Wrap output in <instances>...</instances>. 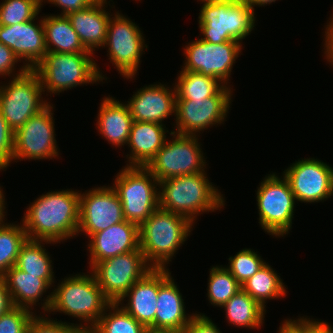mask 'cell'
I'll list each match as a JSON object with an SVG mask.
<instances>
[{"mask_svg":"<svg viewBox=\"0 0 333 333\" xmlns=\"http://www.w3.org/2000/svg\"><path fill=\"white\" fill-rule=\"evenodd\" d=\"M89 333H149V329L128 314L119 303H111Z\"/></svg>","mask_w":333,"mask_h":333,"instance_id":"1f68e13d","label":"cell"},{"mask_svg":"<svg viewBox=\"0 0 333 333\" xmlns=\"http://www.w3.org/2000/svg\"><path fill=\"white\" fill-rule=\"evenodd\" d=\"M80 192L66 189L40 195L21 220L27 238L55 244L77 236Z\"/></svg>","mask_w":333,"mask_h":333,"instance_id":"6da1fadb","label":"cell"},{"mask_svg":"<svg viewBox=\"0 0 333 333\" xmlns=\"http://www.w3.org/2000/svg\"><path fill=\"white\" fill-rule=\"evenodd\" d=\"M46 49L49 52H89L82 45L78 34L65 15L42 16Z\"/></svg>","mask_w":333,"mask_h":333,"instance_id":"4316f807","label":"cell"},{"mask_svg":"<svg viewBox=\"0 0 333 333\" xmlns=\"http://www.w3.org/2000/svg\"><path fill=\"white\" fill-rule=\"evenodd\" d=\"M278 333H300L287 319L279 326Z\"/></svg>","mask_w":333,"mask_h":333,"instance_id":"bcb514c9","label":"cell"},{"mask_svg":"<svg viewBox=\"0 0 333 333\" xmlns=\"http://www.w3.org/2000/svg\"><path fill=\"white\" fill-rule=\"evenodd\" d=\"M230 86L223 85L212 97L176 100V130L182 135H198L208 127L222 124L232 101Z\"/></svg>","mask_w":333,"mask_h":333,"instance_id":"4fadbf2b","label":"cell"},{"mask_svg":"<svg viewBox=\"0 0 333 333\" xmlns=\"http://www.w3.org/2000/svg\"><path fill=\"white\" fill-rule=\"evenodd\" d=\"M35 313L22 307H12L0 316V333H26Z\"/></svg>","mask_w":333,"mask_h":333,"instance_id":"8d00e7d4","label":"cell"},{"mask_svg":"<svg viewBox=\"0 0 333 333\" xmlns=\"http://www.w3.org/2000/svg\"><path fill=\"white\" fill-rule=\"evenodd\" d=\"M42 304L43 312H60L75 317L80 320V330L89 332L111 301L104 295L91 272L89 275L82 273L64 278L53 292L43 299Z\"/></svg>","mask_w":333,"mask_h":333,"instance_id":"7a4b0ae2","label":"cell"},{"mask_svg":"<svg viewBox=\"0 0 333 333\" xmlns=\"http://www.w3.org/2000/svg\"><path fill=\"white\" fill-rule=\"evenodd\" d=\"M193 227L194 224L183 215L158 207L139 226V246L147 263L152 268L167 269Z\"/></svg>","mask_w":333,"mask_h":333,"instance_id":"277c9868","label":"cell"},{"mask_svg":"<svg viewBox=\"0 0 333 333\" xmlns=\"http://www.w3.org/2000/svg\"><path fill=\"white\" fill-rule=\"evenodd\" d=\"M241 44L237 41L212 44L195 39L183 49L186 60L181 70L210 76L229 86L233 65L242 52Z\"/></svg>","mask_w":333,"mask_h":333,"instance_id":"9a60e30c","label":"cell"},{"mask_svg":"<svg viewBox=\"0 0 333 333\" xmlns=\"http://www.w3.org/2000/svg\"><path fill=\"white\" fill-rule=\"evenodd\" d=\"M267 175L256 192L259 224L269 235L283 237L292 228L296 199L284 176Z\"/></svg>","mask_w":333,"mask_h":333,"instance_id":"ba28073f","label":"cell"},{"mask_svg":"<svg viewBox=\"0 0 333 333\" xmlns=\"http://www.w3.org/2000/svg\"><path fill=\"white\" fill-rule=\"evenodd\" d=\"M19 61V58L14 54V52L0 42V76L15 77L23 74L28 69L25 65L20 67L19 71H17V74L14 73V70L16 69L15 65Z\"/></svg>","mask_w":333,"mask_h":333,"instance_id":"ab89813d","label":"cell"},{"mask_svg":"<svg viewBox=\"0 0 333 333\" xmlns=\"http://www.w3.org/2000/svg\"><path fill=\"white\" fill-rule=\"evenodd\" d=\"M201 3L198 16L201 40L212 44L241 43L255 27V10L244 0Z\"/></svg>","mask_w":333,"mask_h":333,"instance_id":"8992f818","label":"cell"},{"mask_svg":"<svg viewBox=\"0 0 333 333\" xmlns=\"http://www.w3.org/2000/svg\"><path fill=\"white\" fill-rule=\"evenodd\" d=\"M224 199L205 171L159 182V207L183 215L193 224L197 215L223 208Z\"/></svg>","mask_w":333,"mask_h":333,"instance_id":"3957f363","label":"cell"},{"mask_svg":"<svg viewBox=\"0 0 333 333\" xmlns=\"http://www.w3.org/2000/svg\"><path fill=\"white\" fill-rule=\"evenodd\" d=\"M91 52H49L34 67L41 80L43 91L59 94L76 86L103 82L106 79Z\"/></svg>","mask_w":333,"mask_h":333,"instance_id":"5b68a950","label":"cell"},{"mask_svg":"<svg viewBox=\"0 0 333 333\" xmlns=\"http://www.w3.org/2000/svg\"><path fill=\"white\" fill-rule=\"evenodd\" d=\"M329 20V23L325 27L324 54L326 55L325 59L330 62V65H333V14Z\"/></svg>","mask_w":333,"mask_h":333,"instance_id":"ee69618b","label":"cell"},{"mask_svg":"<svg viewBox=\"0 0 333 333\" xmlns=\"http://www.w3.org/2000/svg\"><path fill=\"white\" fill-rule=\"evenodd\" d=\"M5 196H4V192L3 190L1 189V186H0V224L4 222V218H5Z\"/></svg>","mask_w":333,"mask_h":333,"instance_id":"7dc6e473","label":"cell"},{"mask_svg":"<svg viewBox=\"0 0 333 333\" xmlns=\"http://www.w3.org/2000/svg\"><path fill=\"white\" fill-rule=\"evenodd\" d=\"M127 106L133 121L155 122L163 124V121L170 115H175L176 92L175 87H168L166 84H151L138 89L131 99H128Z\"/></svg>","mask_w":333,"mask_h":333,"instance_id":"ffe728a7","label":"cell"},{"mask_svg":"<svg viewBox=\"0 0 333 333\" xmlns=\"http://www.w3.org/2000/svg\"><path fill=\"white\" fill-rule=\"evenodd\" d=\"M278 273L267 263L241 286L254 300L266 308L270 299L286 296L287 290Z\"/></svg>","mask_w":333,"mask_h":333,"instance_id":"f546056e","label":"cell"},{"mask_svg":"<svg viewBox=\"0 0 333 333\" xmlns=\"http://www.w3.org/2000/svg\"><path fill=\"white\" fill-rule=\"evenodd\" d=\"M78 324L51 320L45 316L36 315L29 322L26 333H82Z\"/></svg>","mask_w":333,"mask_h":333,"instance_id":"74e56055","label":"cell"},{"mask_svg":"<svg viewBox=\"0 0 333 333\" xmlns=\"http://www.w3.org/2000/svg\"><path fill=\"white\" fill-rule=\"evenodd\" d=\"M27 239L23 224H0V278L16 265L19 250Z\"/></svg>","mask_w":333,"mask_h":333,"instance_id":"d6a6232c","label":"cell"},{"mask_svg":"<svg viewBox=\"0 0 333 333\" xmlns=\"http://www.w3.org/2000/svg\"><path fill=\"white\" fill-rule=\"evenodd\" d=\"M176 82V100L212 97L224 85L216 78L183 70L180 71Z\"/></svg>","mask_w":333,"mask_h":333,"instance_id":"4dcf8cb0","label":"cell"},{"mask_svg":"<svg viewBox=\"0 0 333 333\" xmlns=\"http://www.w3.org/2000/svg\"><path fill=\"white\" fill-rule=\"evenodd\" d=\"M283 176L299 202L318 203L333 196V168L317 158L299 159Z\"/></svg>","mask_w":333,"mask_h":333,"instance_id":"2e32d148","label":"cell"},{"mask_svg":"<svg viewBox=\"0 0 333 333\" xmlns=\"http://www.w3.org/2000/svg\"><path fill=\"white\" fill-rule=\"evenodd\" d=\"M44 242V243H43ZM54 244L50 241L30 240L21 246L16 267L32 275H41L50 285L55 283L52 260L44 248L45 244ZM43 244V245H42Z\"/></svg>","mask_w":333,"mask_h":333,"instance_id":"f1b7e54d","label":"cell"},{"mask_svg":"<svg viewBox=\"0 0 333 333\" xmlns=\"http://www.w3.org/2000/svg\"><path fill=\"white\" fill-rule=\"evenodd\" d=\"M114 14L110 17L103 47H108L110 63L120 75L132 79L136 76L141 55L148 45L138 25L119 12L115 11Z\"/></svg>","mask_w":333,"mask_h":333,"instance_id":"7c38bea8","label":"cell"},{"mask_svg":"<svg viewBox=\"0 0 333 333\" xmlns=\"http://www.w3.org/2000/svg\"><path fill=\"white\" fill-rule=\"evenodd\" d=\"M229 266L225 268L235 277L237 282L242 285L265 264L263 258L252 249H242L236 255L229 257Z\"/></svg>","mask_w":333,"mask_h":333,"instance_id":"d590c367","label":"cell"},{"mask_svg":"<svg viewBox=\"0 0 333 333\" xmlns=\"http://www.w3.org/2000/svg\"><path fill=\"white\" fill-rule=\"evenodd\" d=\"M300 333H333V327L328 322L310 319L305 316L298 319H287Z\"/></svg>","mask_w":333,"mask_h":333,"instance_id":"60d3db41","label":"cell"},{"mask_svg":"<svg viewBox=\"0 0 333 333\" xmlns=\"http://www.w3.org/2000/svg\"><path fill=\"white\" fill-rule=\"evenodd\" d=\"M149 333H165V332H149Z\"/></svg>","mask_w":333,"mask_h":333,"instance_id":"816d5d0a","label":"cell"},{"mask_svg":"<svg viewBox=\"0 0 333 333\" xmlns=\"http://www.w3.org/2000/svg\"><path fill=\"white\" fill-rule=\"evenodd\" d=\"M253 10L254 6H265L267 4H271L277 0H244Z\"/></svg>","mask_w":333,"mask_h":333,"instance_id":"c3c4849f","label":"cell"},{"mask_svg":"<svg viewBox=\"0 0 333 333\" xmlns=\"http://www.w3.org/2000/svg\"><path fill=\"white\" fill-rule=\"evenodd\" d=\"M196 314L186 313L184 299L170 270L158 269L155 332L182 333Z\"/></svg>","mask_w":333,"mask_h":333,"instance_id":"ac0fdd59","label":"cell"},{"mask_svg":"<svg viewBox=\"0 0 333 333\" xmlns=\"http://www.w3.org/2000/svg\"><path fill=\"white\" fill-rule=\"evenodd\" d=\"M242 286L222 265L210 268L207 297L211 305L222 307Z\"/></svg>","mask_w":333,"mask_h":333,"instance_id":"836d02e7","label":"cell"},{"mask_svg":"<svg viewBox=\"0 0 333 333\" xmlns=\"http://www.w3.org/2000/svg\"><path fill=\"white\" fill-rule=\"evenodd\" d=\"M107 3L110 1L96 0L86 9L66 15L82 45L91 53H94L95 48L103 47L107 39L108 23L113 16L105 10Z\"/></svg>","mask_w":333,"mask_h":333,"instance_id":"7402d4cb","label":"cell"},{"mask_svg":"<svg viewBox=\"0 0 333 333\" xmlns=\"http://www.w3.org/2000/svg\"><path fill=\"white\" fill-rule=\"evenodd\" d=\"M62 9L61 14L67 15L73 11H80L89 7L96 0H45Z\"/></svg>","mask_w":333,"mask_h":333,"instance_id":"7bdbcfd3","label":"cell"},{"mask_svg":"<svg viewBox=\"0 0 333 333\" xmlns=\"http://www.w3.org/2000/svg\"><path fill=\"white\" fill-rule=\"evenodd\" d=\"M11 78L7 85L0 86V111L15 132L50 102L43 100L41 80L34 69Z\"/></svg>","mask_w":333,"mask_h":333,"instance_id":"9c48e42d","label":"cell"},{"mask_svg":"<svg viewBox=\"0 0 333 333\" xmlns=\"http://www.w3.org/2000/svg\"><path fill=\"white\" fill-rule=\"evenodd\" d=\"M155 122L133 121L126 145L130 147L126 166L145 167L167 141L169 131Z\"/></svg>","mask_w":333,"mask_h":333,"instance_id":"cb8c5ba5","label":"cell"},{"mask_svg":"<svg viewBox=\"0 0 333 333\" xmlns=\"http://www.w3.org/2000/svg\"><path fill=\"white\" fill-rule=\"evenodd\" d=\"M122 221H125L122 203L112 186L95 187L82 194L80 192L77 236L81 232L90 238Z\"/></svg>","mask_w":333,"mask_h":333,"instance_id":"e0dca14e","label":"cell"},{"mask_svg":"<svg viewBox=\"0 0 333 333\" xmlns=\"http://www.w3.org/2000/svg\"><path fill=\"white\" fill-rule=\"evenodd\" d=\"M14 307L33 310L43 293L52 287L41 275L23 272L16 266L11 267L2 277ZM42 296V297H41Z\"/></svg>","mask_w":333,"mask_h":333,"instance_id":"484cf974","label":"cell"},{"mask_svg":"<svg viewBox=\"0 0 333 333\" xmlns=\"http://www.w3.org/2000/svg\"><path fill=\"white\" fill-rule=\"evenodd\" d=\"M41 5L35 0H4L0 3V25L10 26L36 18Z\"/></svg>","mask_w":333,"mask_h":333,"instance_id":"e575fe53","label":"cell"},{"mask_svg":"<svg viewBox=\"0 0 333 333\" xmlns=\"http://www.w3.org/2000/svg\"><path fill=\"white\" fill-rule=\"evenodd\" d=\"M157 296L158 269L153 268L137 281L118 303L128 314L147 327L149 332H155ZM126 298L128 302L124 304Z\"/></svg>","mask_w":333,"mask_h":333,"instance_id":"603a6c76","label":"cell"},{"mask_svg":"<svg viewBox=\"0 0 333 333\" xmlns=\"http://www.w3.org/2000/svg\"><path fill=\"white\" fill-rule=\"evenodd\" d=\"M97 115L96 128L105 140L115 147L127 144L133 118L126 103L104 97Z\"/></svg>","mask_w":333,"mask_h":333,"instance_id":"d4e9b609","label":"cell"},{"mask_svg":"<svg viewBox=\"0 0 333 333\" xmlns=\"http://www.w3.org/2000/svg\"><path fill=\"white\" fill-rule=\"evenodd\" d=\"M112 188L118 195L125 220L140 226L159 207V182L146 168L125 166Z\"/></svg>","mask_w":333,"mask_h":333,"instance_id":"52a82bcc","label":"cell"},{"mask_svg":"<svg viewBox=\"0 0 333 333\" xmlns=\"http://www.w3.org/2000/svg\"><path fill=\"white\" fill-rule=\"evenodd\" d=\"M53 108V105L49 103L15 131L13 161L50 160L59 156Z\"/></svg>","mask_w":333,"mask_h":333,"instance_id":"5bb4252c","label":"cell"},{"mask_svg":"<svg viewBox=\"0 0 333 333\" xmlns=\"http://www.w3.org/2000/svg\"><path fill=\"white\" fill-rule=\"evenodd\" d=\"M182 333H222L213 321L205 314H196Z\"/></svg>","mask_w":333,"mask_h":333,"instance_id":"b9f144b4","label":"cell"},{"mask_svg":"<svg viewBox=\"0 0 333 333\" xmlns=\"http://www.w3.org/2000/svg\"><path fill=\"white\" fill-rule=\"evenodd\" d=\"M36 2H38L41 6L43 5V1H44V3H45V0H35Z\"/></svg>","mask_w":333,"mask_h":333,"instance_id":"f907efd6","label":"cell"},{"mask_svg":"<svg viewBox=\"0 0 333 333\" xmlns=\"http://www.w3.org/2000/svg\"><path fill=\"white\" fill-rule=\"evenodd\" d=\"M87 245L90 253L89 266L110 257L137 250L139 246V226L127 220L93 234Z\"/></svg>","mask_w":333,"mask_h":333,"instance_id":"44dd1931","label":"cell"},{"mask_svg":"<svg viewBox=\"0 0 333 333\" xmlns=\"http://www.w3.org/2000/svg\"><path fill=\"white\" fill-rule=\"evenodd\" d=\"M172 140L165 141L157 154L145 166L158 180L204 172L206 158L203 156L197 135L169 133ZM197 136V137H196Z\"/></svg>","mask_w":333,"mask_h":333,"instance_id":"30bf717a","label":"cell"},{"mask_svg":"<svg viewBox=\"0 0 333 333\" xmlns=\"http://www.w3.org/2000/svg\"><path fill=\"white\" fill-rule=\"evenodd\" d=\"M200 2H226V1H237V0H199Z\"/></svg>","mask_w":333,"mask_h":333,"instance_id":"681fc988","label":"cell"},{"mask_svg":"<svg viewBox=\"0 0 333 333\" xmlns=\"http://www.w3.org/2000/svg\"><path fill=\"white\" fill-rule=\"evenodd\" d=\"M91 269L104 295L111 303H118L127 291L153 268L139 248L100 261Z\"/></svg>","mask_w":333,"mask_h":333,"instance_id":"8fae6325","label":"cell"},{"mask_svg":"<svg viewBox=\"0 0 333 333\" xmlns=\"http://www.w3.org/2000/svg\"><path fill=\"white\" fill-rule=\"evenodd\" d=\"M14 134L0 111V171L10 166L13 161Z\"/></svg>","mask_w":333,"mask_h":333,"instance_id":"f35d334b","label":"cell"},{"mask_svg":"<svg viewBox=\"0 0 333 333\" xmlns=\"http://www.w3.org/2000/svg\"><path fill=\"white\" fill-rule=\"evenodd\" d=\"M9 291L6 288L3 278H0V316L12 308Z\"/></svg>","mask_w":333,"mask_h":333,"instance_id":"f6af8a7d","label":"cell"},{"mask_svg":"<svg viewBox=\"0 0 333 333\" xmlns=\"http://www.w3.org/2000/svg\"><path fill=\"white\" fill-rule=\"evenodd\" d=\"M36 19L10 26L0 25V42L10 48L20 62L23 59V65L28 69H34L47 53L42 17L39 24H35Z\"/></svg>","mask_w":333,"mask_h":333,"instance_id":"d6986e66","label":"cell"},{"mask_svg":"<svg viewBox=\"0 0 333 333\" xmlns=\"http://www.w3.org/2000/svg\"><path fill=\"white\" fill-rule=\"evenodd\" d=\"M226 320L236 327L259 329L264 323L266 308L243 289L233 295L223 306Z\"/></svg>","mask_w":333,"mask_h":333,"instance_id":"83f0119b","label":"cell"}]
</instances>
